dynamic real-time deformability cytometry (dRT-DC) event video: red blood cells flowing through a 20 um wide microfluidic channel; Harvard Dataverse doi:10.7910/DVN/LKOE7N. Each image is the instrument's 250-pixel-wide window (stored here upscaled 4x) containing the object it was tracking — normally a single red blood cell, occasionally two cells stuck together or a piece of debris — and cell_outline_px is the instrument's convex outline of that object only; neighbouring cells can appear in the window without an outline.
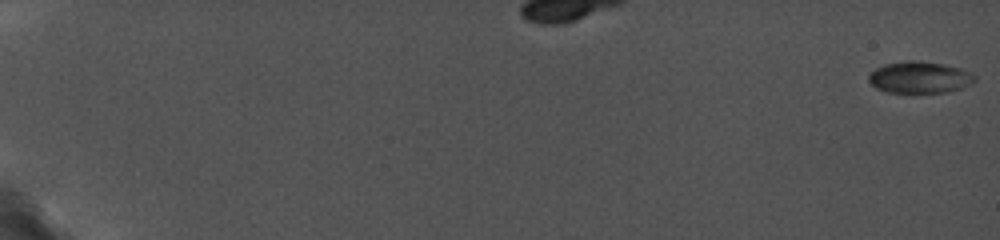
{"species": "common noctule bat (a hibernating species)", "species_latin": "Nyctalus noctula", "temperature_condition": "cold", "stored_images_in_passage": 96, "camera_frame_rate_fps": 5000, "um_per_image_px": 0.085, "animal": {"sex": "female", "body_mass_g": 19.0, "forearm_length_mm": 56.7}, "frame": {"image": 1, "passage_image": 1, "time_ms": 0.0, "image_size_px": [1000, 240], "cell_outline_px": [[976, 80], [972, 84], [948, 92], [888, 92], [876, 88], [868, 80], [868, 76], [876, 68], [884, 64], [908, 60], [912, 60], [944, 64], [960, 68], [972, 72], [976, 76]], "centroid_in_image_um": [78.2, 6.57], "position_along_channel_um": 6.8, "area_um2": 19.54}}
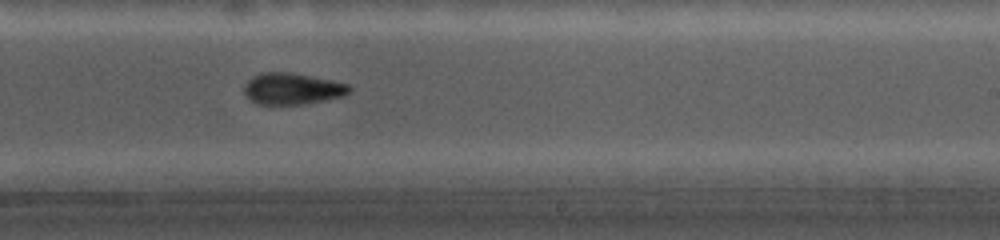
{"frame": {"image": 2, "passage_image": 66, "time_ms": 12.8, "image_size_px": [1000, 240], "cell_outline_px": [[352, 92], [344, 96], [304, 104], [256, 104], [248, 100], [244, 92], [244, 84], [252, 76], [260, 72], [292, 72], [332, 80], [348, 84], [352, 88]], "centroid_in_image_um": [24.83, 7.53], "position_along_channel_um": 264.2, "area_um2": 19.59}}
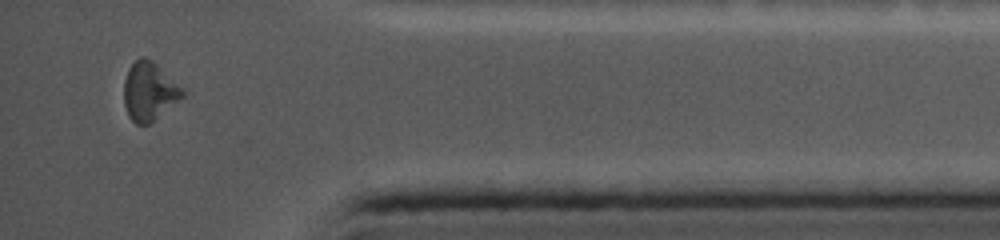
{"frame": {"image": 3, "passage_image": 94, "time_ms": 17.2, "image_size_px": [1000, 240], "cell_outline_px": [[184, 96], [180, 100], [148, 124], [136, 124], [128, 116], [124, 104], [124, 80], [128, 68], [140, 56], [144, 56], [152, 60], [184, 88]], "centroid_in_image_um": [12.68, 7.75], "position_along_channel_um": 422.5, "area_um2": 20.0}}